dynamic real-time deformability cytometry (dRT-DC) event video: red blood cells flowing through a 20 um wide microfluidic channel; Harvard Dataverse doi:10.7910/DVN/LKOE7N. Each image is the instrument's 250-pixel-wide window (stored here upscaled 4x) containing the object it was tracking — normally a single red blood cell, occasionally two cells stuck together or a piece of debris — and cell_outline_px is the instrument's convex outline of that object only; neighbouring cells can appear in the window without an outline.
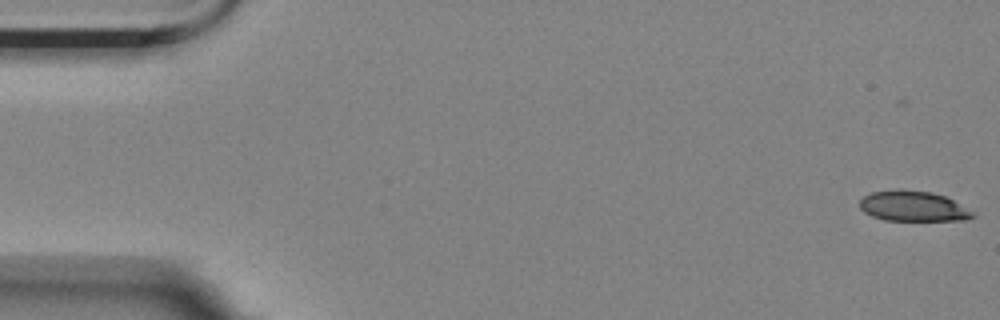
{"species": "Egyptian fruit bat (a non-hibernating species)", "species_latin": "Rousettus aegyptiacus", "temperature_condition": "room temperature", "stored_images_in_passage": 57, "camera_frame_rate_fps": 3000, "um_per_image_px": 0.085, "animal": {"sex": "female"}, "frame": {"image": 1, "passage_image": 1, "time_ms": 0.0, "image_size_px": [1000, 320], "cell_outline_px": [[976, 216], [964, 220], [884, 220], [872, 216], [864, 212], [860, 208], [860, 200], [864, 196], [872, 192], [900, 188], [932, 192], [944, 196], [952, 200], [972, 212]], "centroid_in_image_um": [77.56, 17.51], "position_along_channel_um": 7.4, "area_um2": 19.88}}
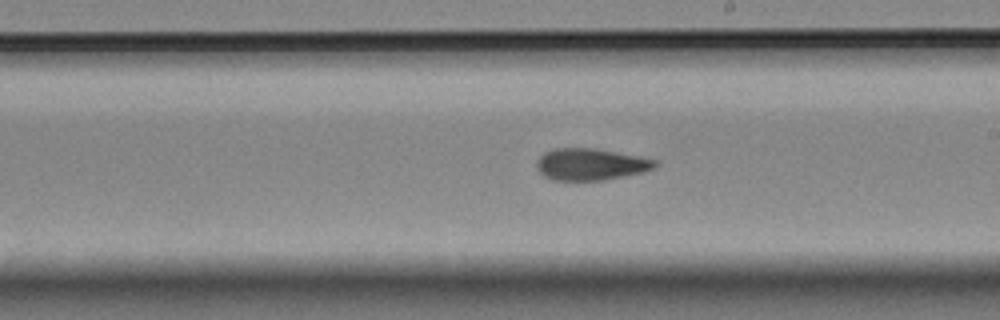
{"frame": {"image": 2, "passage_image": 32, "time_ms": 10.333, "image_size_px": [1000, 320], "cell_outline_px": [[660, 164], [656, 168], [644, 172], [604, 180], [552, 180], [544, 176], [536, 168], [536, 160], [544, 152], [552, 148], [596, 148], [640, 156], [656, 160]], "centroid_in_image_um": [50.22, 13.96], "position_along_channel_um": 238.8, "area_um2": 22.25}}
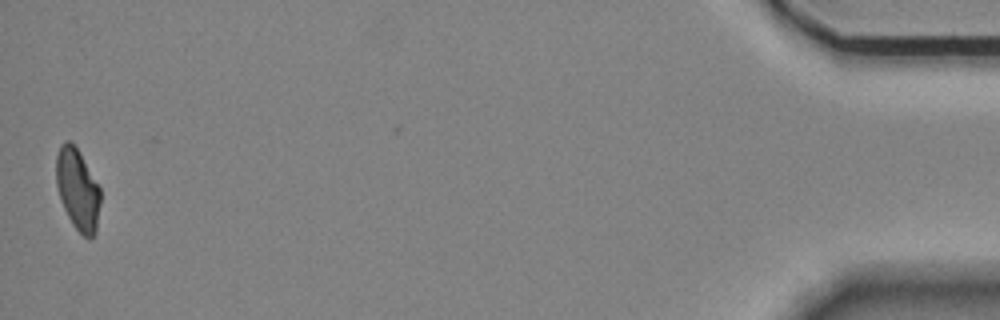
{"frame": {"image": 3, "passage_image": 56, "time_ms": 18.333, "image_size_px": [1000, 320], "cell_outline_px": [[100, 204], [96, 232], [88, 240], [72, 224], [64, 208], [56, 184], [56, 156], [60, 144], [64, 140], [68, 140], [76, 148], [100, 188]], "centroid_in_image_um": [6.59, 16.12], "position_along_channel_um": 428.6, "area_um2": 20.63}, "authors_computed_cell_mechanics": {"area_um2": 22.0218, "velocity_mm_per_s": 3.5162, "shape_relaxation_time_tau1_ms": 7.9094, "shape_relaxation_time_tau2_ms": 1.9755, "deformation_change_tau1": 0.1664, "deformation_change_tau2": 0.0853}}